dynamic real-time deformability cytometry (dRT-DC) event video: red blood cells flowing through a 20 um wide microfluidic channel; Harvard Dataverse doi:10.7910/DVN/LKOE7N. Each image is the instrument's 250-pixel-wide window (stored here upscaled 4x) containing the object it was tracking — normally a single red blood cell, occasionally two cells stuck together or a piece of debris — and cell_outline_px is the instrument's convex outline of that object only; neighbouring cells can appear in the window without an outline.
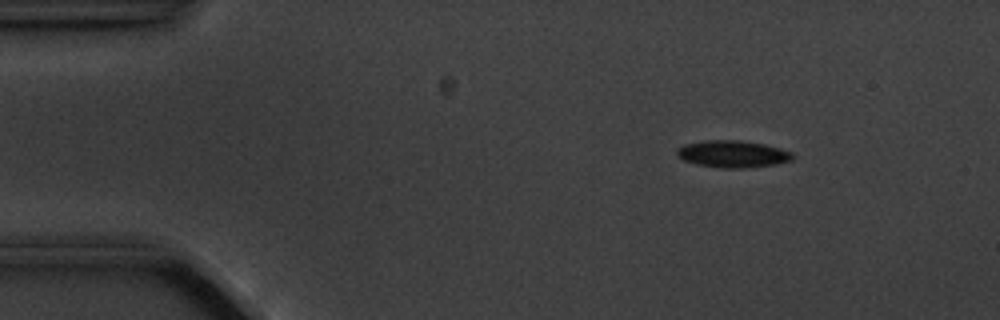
{"species": "common noctule bat (a hibernating species)", "species_latin": "Nyctalus noctula", "temperature_condition": "cold", "stored_images_in_passage": 5, "camera_frame_rate_fps": 3000, "um_per_image_px": 0.085, "animal": {"sex": "male", "body_mass_g": 20.1, "forearm_length_mm": 53.5}, "frame": {"image": 1, "passage_image": 2, "time_ms": 2.0, "image_size_px": [1000, 320], "cell_outline_px": [[796, 156], [792, 160], [776, 164], [744, 168], [720, 168], [696, 164], [684, 160], [676, 156], [676, 148], [684, 144], [704, 140], [740, 140], [764, 144], [780, 148], [792, 152]], "centroid_in_image_um": [62.27, 13.08], "position_along_channel_um": 22.7, "area_um2": 18.44}}
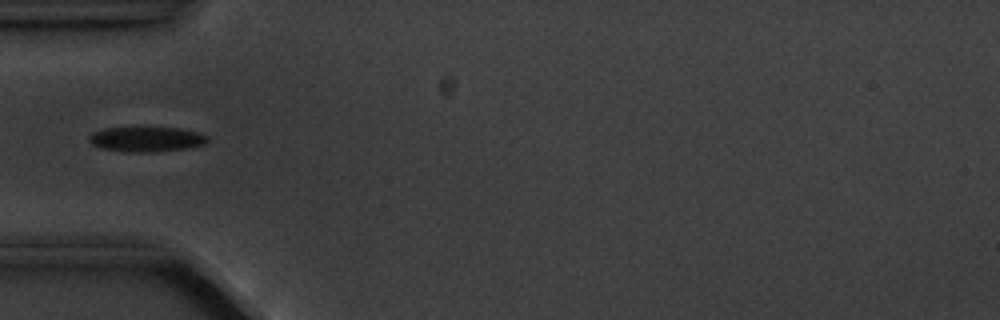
{"frame": {"image": 2, "passage_image": 5, "time_ms": 5.333, "image_size_px": [1000, 320], "cell_outline_px": [[208, 140], [204, 144], [188, 148], [152, 152], [124, 152], [100, 148], [92, 144], [88, 140], [88, 136], [92, 132], [104, 128], [180, 128], [200, 132], [208, 136]], "centroid_in_image_um": [12.43, 11.84], "position_along_channel_um": 72.6, "area_um2": 17.34}}